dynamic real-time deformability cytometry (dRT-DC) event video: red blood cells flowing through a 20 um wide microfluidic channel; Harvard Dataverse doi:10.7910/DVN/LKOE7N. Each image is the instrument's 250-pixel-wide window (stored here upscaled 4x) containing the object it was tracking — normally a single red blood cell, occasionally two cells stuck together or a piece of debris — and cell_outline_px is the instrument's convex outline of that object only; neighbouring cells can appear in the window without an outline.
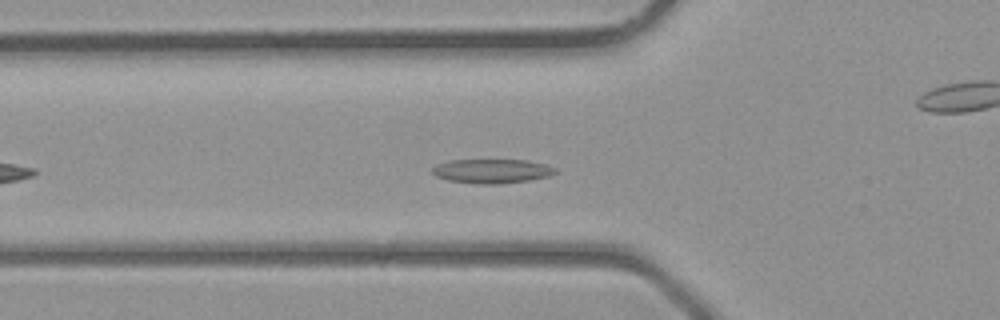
{"species": "common noctule bat (a hibernating species)", "species_latin": "Nyctalus noctula", "temperature_condition": "room temperature", "stored_images_in_passage": 21, "camera_frame_rate_fps": 3000, "um_per_image_px": 0.085, "animal": {"sex": "male", "body_mass_g": 23.1, "forearm_length_mm": 52.7}, "frame": {"image": 1, "passage_image": 2, "time_ms": 0.333, "image_size_px": [1000, 320], "cell_outline_px": [[556, 172], [548, 176], [528, 180], [500, 184], [476, 184], [448, 180], [436, 176], [432, 172], [432, 168], [436, 164], [452, 160], [528, 160], [544, 164], [556, 168]], "centroid_in_image_um": [41.79, 14.54], "position_along_channel_um": 84.0, "area_um2": 17.28}}
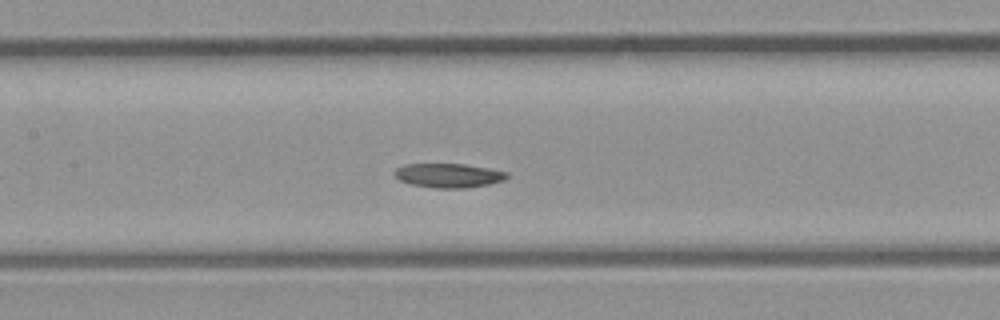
{"frame": {"image": 2, "passage_image": 7, "time_ms": 2.0, "image_size_px": [1000, 320], "cell_outline_px": [[508, 176], [504, 180], [488, 184], [464, 188], [436, 188], [412, 184], [400, 180], [392, 172], [396, 168], [404, 164], [464, 164], [488, 168], [508, 172]], "centroid_in_image_um": [38.11, 14.91], "position_along_channel_um": 169.3, "area_um2": 15.72}}
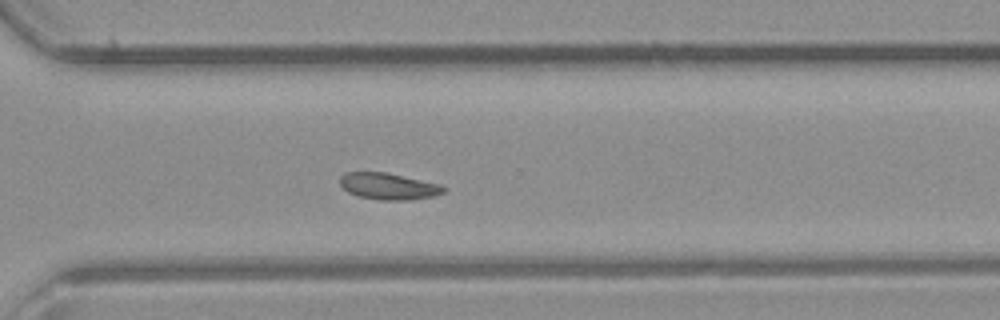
{"frame": {"image": 3, "passage_image": 17, "time_ms": 5.333, "image_size_px": [1000, 320], "cell_outline_px": [[448, 188], [444, 192], [432, 196], [408, 200], [380, 200], [360, 196], [348, 192], [340, 184], [340, 176], [344, 172], [384, 172], [440, 184]], "centroid_in_image_um": [33.02, 15.83], "position_along_channel_um": 337.6, "area_um2": 15.9}}